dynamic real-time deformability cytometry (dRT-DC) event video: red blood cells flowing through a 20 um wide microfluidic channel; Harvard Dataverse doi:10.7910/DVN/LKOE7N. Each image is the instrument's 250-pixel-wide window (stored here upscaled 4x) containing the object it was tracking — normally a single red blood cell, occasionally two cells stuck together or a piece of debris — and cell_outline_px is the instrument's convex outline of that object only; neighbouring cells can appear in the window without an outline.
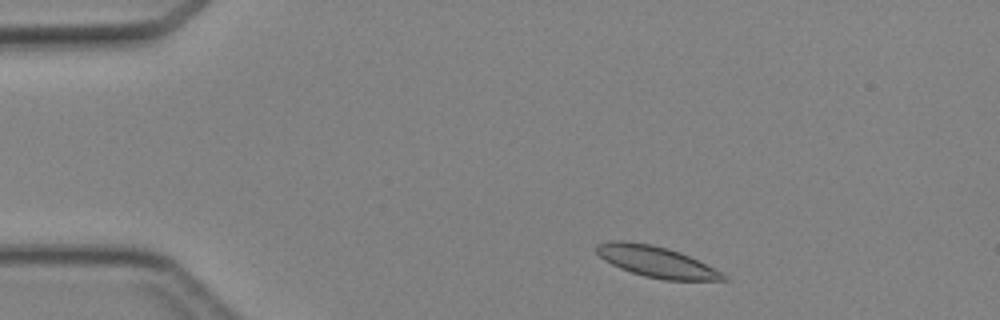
{"species": "Egyptian fruit bat (a non-hibernating species)", "species_latin": "Rousettus aegyptiacus", "temperature_condition": "cold", "stored_images_in_passage": 3, "camera_frame_rate_fps": 3000, "um_per_image_px": 0.085, "animal": {"sex": "female"}, "frame": {"image": 1, "passage_image": 1, "time_ms": 0.0, "image_size_px": [1000, 320], "cell_outline_px": [[728, 280], [664, 280], [644, 276], [620, 268], [604, 260], [596, 252], [596, 244], [608, 240], [624, 240], [652, 244], [668, 248], [680, 252], [728, 276]], "centroid_in_image_um": [55.72, 22.23], "position_along_channel_um": 29.3, "area_um2": 22.77}}
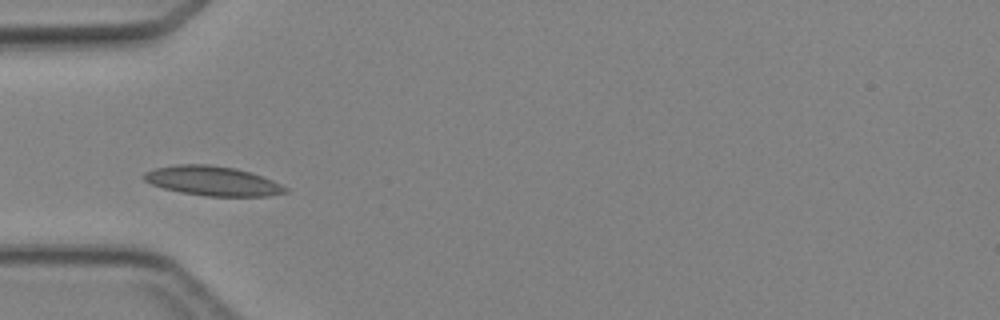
{"frame": {"image": 2, "passage_image": 3, "time_ms": 2.333, "image_size_px": [1000, 320], "cell_outline_px": [[288, 192], [268, 196], [204, 196], [180, 192], [164, 188], [152, 184], [144, 180], [140, 176], [144, 172], [156, 168], [176, 164], [208, 164], [236, 168], [272, 180], [288, 188]], "centroid_in_image_um": [18.04, 15.38], "position_along_channel_um": 67.0, "area_um2": 24.28}}